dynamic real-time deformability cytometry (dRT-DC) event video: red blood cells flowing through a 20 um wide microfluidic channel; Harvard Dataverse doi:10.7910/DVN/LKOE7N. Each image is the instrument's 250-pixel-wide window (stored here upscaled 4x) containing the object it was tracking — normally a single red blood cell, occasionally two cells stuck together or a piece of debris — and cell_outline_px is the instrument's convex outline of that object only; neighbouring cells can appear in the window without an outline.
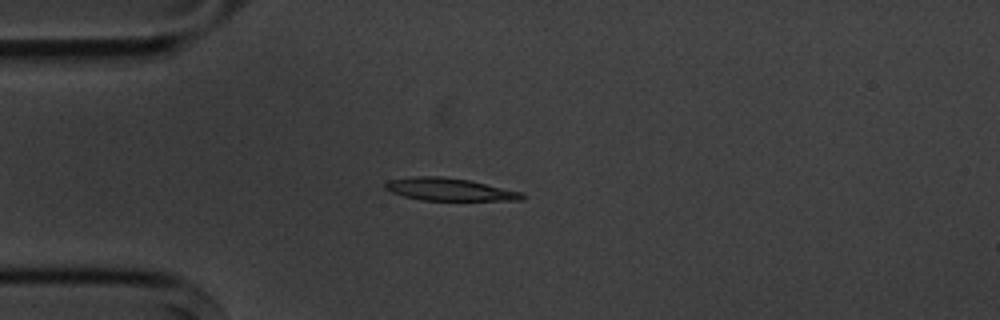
{"species": "common noctule bat (a hibernating species)", "species_latin": "Nyctalus noctula", "temperature_condition": "cold", "stored_images_in_passage": 10, "camera_frame_rate_fps": 3000, "um_per_image_px": 0.085, "animal": {"sex": "male", "body_mass_g": 20.1, "forearm_length_mm": 53.5}, "frame": {"image": 1, "passage_image": 4, "time_ms": 3.333, "image_size_px": [1000, 320], "cell_outline_px": [[524, 200], [420, 200], [404, 196], [392, 192], [384, 188], [384, 184], [388, 180], [416, 176], [440, 176], [468, 180], [524, 192]], "centroid_in_image_um": [38.2, 16.1], "position_along_channel_um": 46.8, "area_um2": 17.92}}
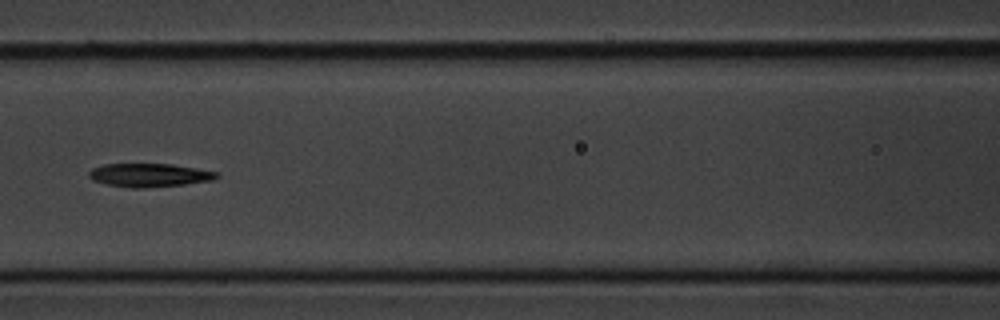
{"frame": {"image": 2, "passage_image": 7, "time_ms": 6.667, "image_size_px": [1000, 320], "cell_outline_px": [[220, 176], [212, 180], [184, 184], [144, 188], [132, 188], [104, 184], [92, 180], [88, 176], [88, 172], [92, 168], [104, 164], [172, 164], [196, 168], [216, 172]], "centroid_in_image_um": [12.64, 14.89], "position_along_channel_um": 154.0, "area_um2": 17.46}}
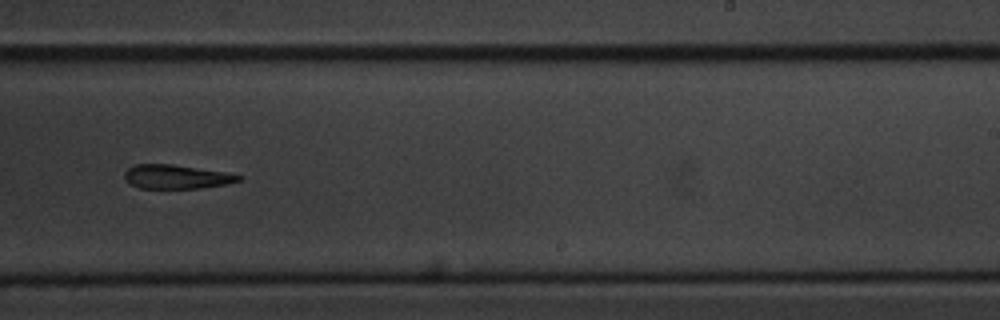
{"frame": {"image": 3, "passage_image": 10, "time_ms": 10.0, "image_size_px": [1000, 320], "cell_outline_px": [[244, 176], [240, 180], [228, 184], [200, 188], [140, 188], [124, 180], [124, 172], [128, 168], [136, 164], [172, 164], [224, 172]], "centroid_in_image_um": [14.98, 15.02], "position_along_channel_um": 274.0, "area_um2": 15.9}}